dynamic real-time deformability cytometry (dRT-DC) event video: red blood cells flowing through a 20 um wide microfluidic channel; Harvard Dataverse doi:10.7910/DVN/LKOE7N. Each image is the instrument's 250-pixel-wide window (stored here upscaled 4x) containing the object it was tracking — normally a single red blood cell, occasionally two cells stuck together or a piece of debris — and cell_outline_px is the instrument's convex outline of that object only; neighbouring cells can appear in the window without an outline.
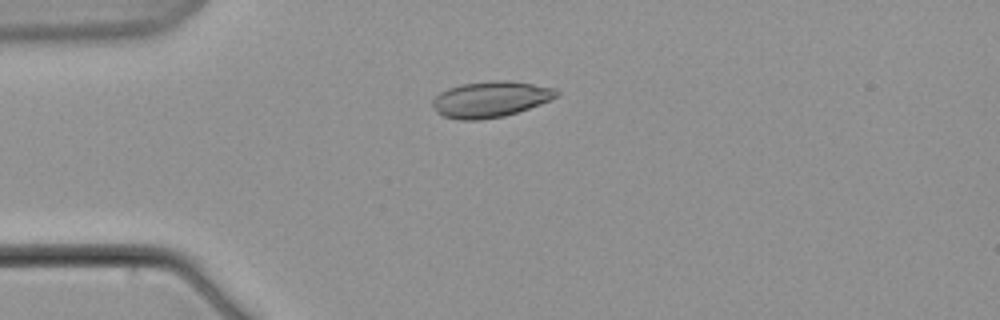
{"species": "common noctule bat (a hibernating species)", "species_latin": "Nyctalus noctula", "temperature_condition": "warm", "stored_images_in_passage": 7, "camera_frame_rate_fps": 3000, "um_per_image_px": 0.085, "animal": {"sex": "male", "body_mass_g": 21.5, "forearm_length_mm": 52.0}, "frame": {"image": 1, "passage_image": 5, "time_ms": 5.0, "image_size_px": [1000, 320], "cell_outline_px": [[560, 96], [540, 104], [504, 116], [480, 120], [460, 120], [444, 116], [436, 112], [432, 104], [432, 100], [440, 92], [448, 88], [460, 84], [488, 80], [508, 80], [556, 88], [560, 92]], "centroid_in_image_um": [41.69, 8.42], "position_along_channel_um": 43.3, "area_um2": 26.13}}
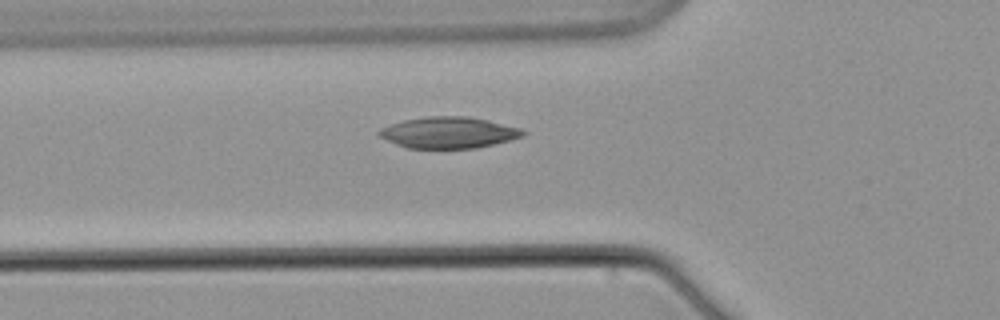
{"frame": {"image": 2, "passage_image": 7, "time_ms": 7.333, "image_size_px": [1000, 320], "cell_outline_px": [[528, 132], [524, 136], [476, 148], [404, 148], [376, 136], [376, 132], [380, 128], [404, 120], [428, 116], [468, 116], [488, 120], [520, 128]], "centroid_in_image_um": [38.09, 11.27], "position_along_channel_um": 87.7, "area_um2": 26.36}}